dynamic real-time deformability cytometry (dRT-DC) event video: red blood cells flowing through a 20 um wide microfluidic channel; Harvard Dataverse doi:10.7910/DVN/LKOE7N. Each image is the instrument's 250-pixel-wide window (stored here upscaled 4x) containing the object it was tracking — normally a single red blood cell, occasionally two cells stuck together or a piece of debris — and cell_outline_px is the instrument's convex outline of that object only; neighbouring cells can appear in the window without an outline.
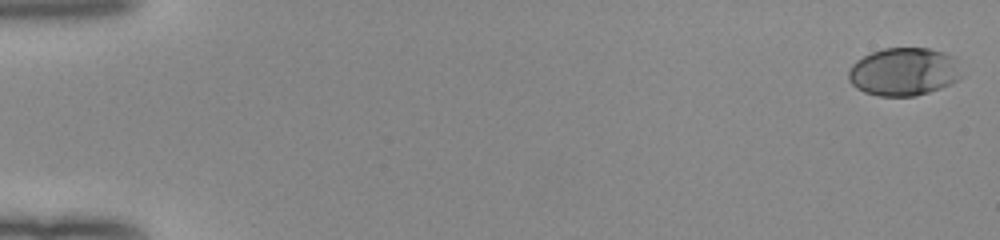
{"species": "human", "species_latin": "Homo sapiens", "temperature_condition": "room temperature", "stored_images_in_passage": 52, "camera_frame_rate_fps": 3000, "um_per_image_px": 0.085, "donor": {"sex": "female"}, "frame": {"image": 1, "passage_image": 1, "time_ms": 0.0, "image_size_px": [1000, 240], "cell_outline_px": [[964, 76], [940, 88], [916, 96], [880, 96], [864, 92], [856, 88], [848, 80], [848, 72], [852, 64], [856, 60], [872, 52], [884, 48], [928, 48], [944, 52], [952, 56], [956, 60]], "centroid_in_image_um": [76.82, 6.1], "position_along_channel_um": 8.2, "area_um2": 31.73}}
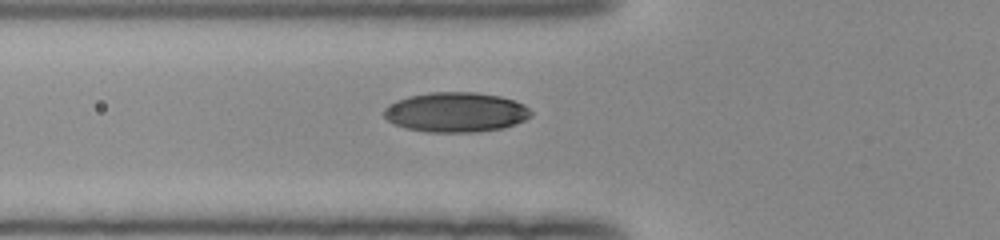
{"frame": {"image": 2, "passage_image": 20, "time_ms": 6.333, "image_size_px": [1000, 240], "cell_outline_px": [[532, 116], [516, 124], [504, 128], [476, 132], [428, 132], [408, 128], [392, 124], [384, 116], [384, 108], [388, 104], [396, 100], [408, 96], [428, 92], [476, 92], [500, 96], [524, 104], [532, 112]], "centroid_in_image_um": [38.74, 9.53], "position_along_channel_um": 87.1, "area_um2": 34.33}}
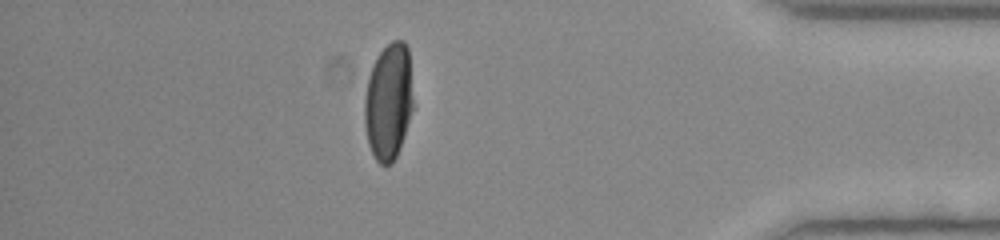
{"frame": {"image": 3, "passage_image": 46, "time_ms": 15.0, "image_size_px": [1000, 240], "cell_outline_px": [[412, 108], [404, 136], [400, 148], [392, 164], [380, 164], [376, 160], [368, 144], [364, 124], [364, 96], [368, 76], [372, 64], [380, 52], [392, 40], [404, 40], [408, 48], [412, 100]], "centroid_in_image_um": [32.99, 8.64], "position_along_channel_um": 402.2, "area_um2": 33.0}, "authors_computed_cell_mechanics": {"area_um2": 33.1772, "velocity_mm_per_s": 4.0195, "shape_relaxation_time_tau1_ms": 4.0124, "shape_relaxation_time_tau2_ms": null, "deformation_change_tau1": 0.1824, "deformation_change_tau2": null}}